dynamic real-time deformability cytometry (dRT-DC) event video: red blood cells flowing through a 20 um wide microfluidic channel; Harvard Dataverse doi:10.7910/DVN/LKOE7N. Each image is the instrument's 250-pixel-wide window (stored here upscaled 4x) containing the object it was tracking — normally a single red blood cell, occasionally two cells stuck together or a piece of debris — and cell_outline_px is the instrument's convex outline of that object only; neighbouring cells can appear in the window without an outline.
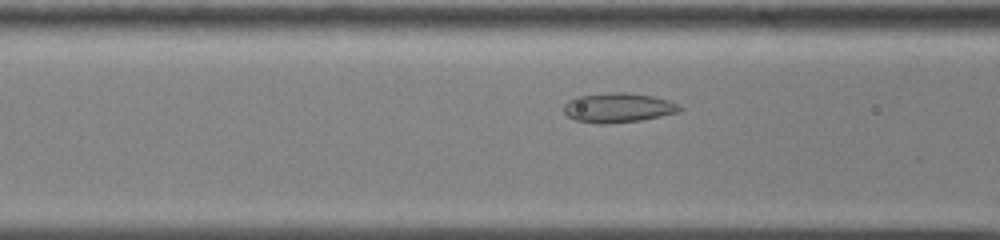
{"species": "common noctule bat (a hibernating species)", "species_latin": "Nyctalus noctula", "temperature_condition": "cold", "stored_images_in_passage": 51, "camera_frame_rate_fps": 3000, "um_per_image_px": 0.085, "animal": {"sex": "male", "body_mass_g": 13.0, "forearm_length_mm": 53.1}, "frame": {"image": 1, "passage_image": 17, "time_ms": 5.333, "image_size_px": [1000, 240], "cell_outline_px": [[684, 108], [676, 112], [660, 116], [640, 120], [608, 124], [600, 124], [576, 120], [568, 116], [564, 112], [564, 104], [568, 100], [576, 96], [616, 92], [624, 92], [652, 96], [668, 100]], "centroid_in_image_um": [52.5, 9.15], "position_along_channel_um": 114.1, "area_um2": 19.77}}
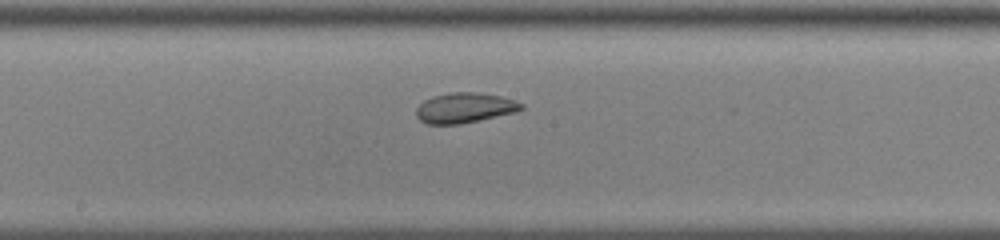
{"frame": {"image": 2, "passage_image": 25, "time_ms": 8.0, "image_size_px": [1000, 240], "cell_outline_px": [[524, 108], [516, 112], [460, 124], [428, 124], [420, 120], [416, 116], [416, 108], [424, 100], [432, 96], [452, 92], [476, 92], [500, 96], [524, 104]], "centroid_in_image_um": [39.48, 9.16], "position_along_channel_um": 208.7, "area_um2": 18.38}}
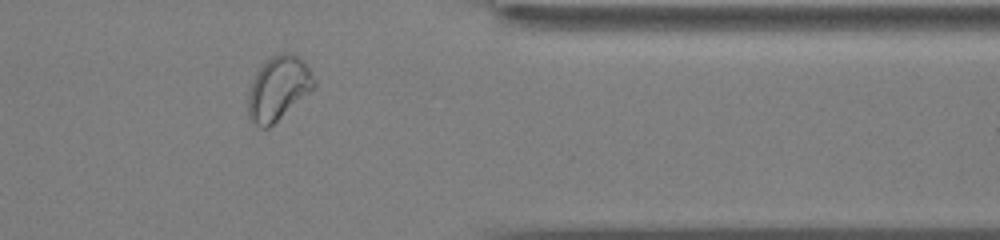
{"frame": {"image": 3, "passage_image": 41, "time_ms": 13.333, "image_size_px": [1000, 240], "cell_outline_px": [[316, 84], [308, 92], [268, 128], [260, 128], [248, 116], [248, 92], [256, 72], [272, 56], [280, 52], [292, 52], [304, 60], [316, 80]], "centroid_in_image_um": [23.65, 7.47], "position_along_channel_um": 387.7, "area_um2": 24.16}, "authors_computed_cell_mechanics": {"area_um2": 21.2704, "velocity_mm_per_s": 3.5455, "shape_relaxation_time_tau1_ms": null, "shape_relaxation_time_tau2_ms": 1.8956, "deformation_change_tau1": null, "deformation_change_tau2": 0.0677}}